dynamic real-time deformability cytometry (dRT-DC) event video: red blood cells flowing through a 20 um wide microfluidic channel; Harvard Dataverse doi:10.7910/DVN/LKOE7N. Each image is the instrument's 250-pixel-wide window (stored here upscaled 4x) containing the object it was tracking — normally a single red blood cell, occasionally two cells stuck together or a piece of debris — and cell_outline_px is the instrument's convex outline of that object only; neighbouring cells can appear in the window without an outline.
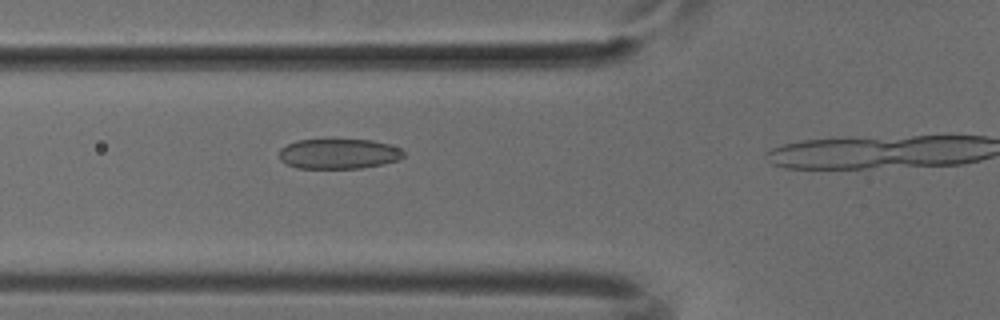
{"species": "common noctule bat (a hibernating species)", "species_latin": "Nyctalus noctula", "temperature_condition": "cold", "stored_images_in_passage": 7, "camera_frame_rate_fps": 3000, "um_per_image_px": 0.085, "animal": {"sex": "male", "body_mass_g": 18.8}, "frame": {"image": 1, "passage_image": 3, "time_ms": 0.667, "image_size_px": [1000, 320], "cell_outline_px": [[404, 156], [400, 160], [360, 168], [296, 168], [280, 160], [280, 148], [296, 140], [372, 140], [388, 144], [400, 148], [404, 152]], "centroid_in_image_um": [28.79, 13.07], "position_along_channel_um": 97.0, "area_um2": 21.68}}